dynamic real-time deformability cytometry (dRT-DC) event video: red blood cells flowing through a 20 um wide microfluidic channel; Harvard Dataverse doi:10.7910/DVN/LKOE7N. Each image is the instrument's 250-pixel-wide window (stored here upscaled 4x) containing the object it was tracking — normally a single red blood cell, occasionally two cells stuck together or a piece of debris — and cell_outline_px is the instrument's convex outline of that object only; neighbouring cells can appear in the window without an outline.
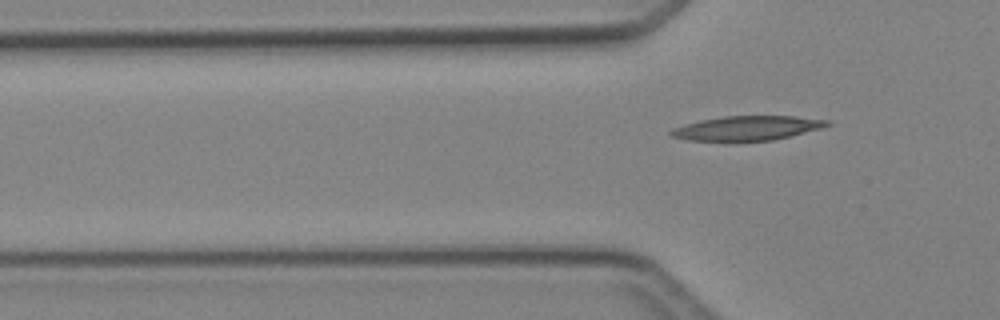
{"species": "Egyptian fruit bat (a non-hibernating species)", "species_latin": "Rousettus aegyptiacus", "temperature_condition": "cold", "stored_images_in_passage": 4, "camera_frame_rate_fps": 3000, "um_per_image_px": 0.085, "animal": {"sex": "female"}, "frame": {"image": 1, "passage_image": 4, "time_ms": 4.333, "image_size_px": [1000, 320], "cell_outline_px": [[832, 124], [824, 128], [772, 140], [688, 140], [672, 136], [668, 132], [672, 128], [684, 124], [700, 120], [724, 116], [792, 116], [828, 120]], "centroid_in_image_um": [63.53, 10.88], "position_along_channel_um": 62.3, "area_um2": 21.96}}